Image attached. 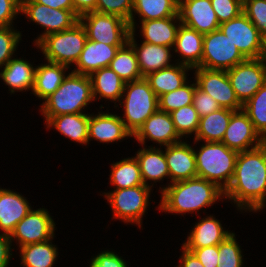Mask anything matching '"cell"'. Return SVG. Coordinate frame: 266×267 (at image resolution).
Returning a JSON list of instances; mask_svg holds the SVG:
<instances>
[{
    "mask_svg": "<svg viewBox=\"0 0 266 267\" xmlns=\"http://www.w3.org/2000/svg\"><path fill=\"white\" fill-rule=\"evenodd\" d=\"M225 202L241 213H258L266 208V143L239 152L233 178L224 191Z\"/></svg>",
    "mask_w": 266,
    "mask_h": 267,
    "instance_id": "cell-1",
    "label": "cell"
},
{
    "mask_svg": "<svg viewBox=\"0 0 266 267\" xmlns=\"http://www.w3.org/2000/svg\"><path fill=\"white\" fill-rule=\"evenodd\" d=\"M160 202L155 207L165 214H197L212 207L217 201H224V191L215 183L204 178H191L171 183L160 195ZM194 212V213H193ZM183 214V215H182Z\"/></svg>",
    "mask_w": 266,
    "mask_h": 267,
    "instance_id": "cell-2",
    "label": "cell"
},
{
    "mask_svg": "<svg viewBox=\"0 0 266 267\" xmlns=\"http://www.w3.org/2000/svg\"><path fill=\"white\" fill-rule=\"evenodd\" d=\"M89 75L68 72L60 87L39 105V112L46 123L51 117L65 114L86 113L93 104Z\"/></svg>",
    "mask_w": 266,
    "mask_h": 267,
    "instance_id": "cell-3",
    "label": "cell"
},
{
    "mask_svg": "<svg viewBox=\"0 0 266 267\" xmlns=\"http://www.w3.org/2000/svg\"><path fill=\"white\" fill-rule=\"evenodd\" d=\"M192 143L196 157L197 177L215 183L225 191L233 178L239 152L229 149L222 142L193 141ZM198 143L200 145L195 149Z\"/></svg>",
    "mask_w": 266,
    "mask_h": 267,
    "instance_id": "cell-4",
    "label": "cell"
},
{
    "mask_svg": "<svg viewBox=\"0 0 266 267\" xmlns=\"http://www.w3.org/2000/svg\"><path fill=\"white\" fill-rule=\"evenodd\" d=\"M119 104L123 108L120 116L126 129L134 135L143 123L158 110V97L148 81L142 79L125 83Z\"/></svg>",
    "mask_w": 266,
    "mask_h": 267,
    "instance_id": "cell-5",
    "label": "cell"
},
{
    "mask_svg": "<svg viewBox=\"0 0 266 267\" xmlns=\"http://www.w3.org/2000/svg\"><path fill=\"white\" fill-rule=\"evenodd\" d=\"M153 189L144 185L112 189V191L101 192L103 198L107 200L112 211V219H117L124 224L138 226L143 230V217L147 208L152 204L149 200Z\"/></svg>",
    "mask_w": 266,
    "mask_h": 267,
    "instance_id": "cell-6",
    "label": "cell"
},
{
    "mask_svg": "<svg viewBox=\"0 0 266 267\" xmlns=\"http://www.w3.org/2000/svg\"><path fill=\"white\" fill-rule=\"evenodd\" d=\"M87 36L80 22L72 28L44 37L35 47L40 49L44 60L74 66L84 49Z\"/></svg>",
    "mask_w": 266,
    "mask_h": 267,
    "instance_id": "cell-7",
    "label": "cell"
},
{
    "mask_svg": "<svg viewBox=\"0 0 266 267\" xmlns=\"http://www.w3.org/2000/svg\"><path fill=\"white\" fill-rule=\"evenodd\" d=\"M88 40L108 45H125L131 32L129 22L119 16L88 12L79 17Z\"/></svg>",
    "mask_w": 266,
    "mask_h": 267,
    "instance_id": "cell-8",
    "label": "cell"
},
{
    "mask_svg": "<svg viewBox=\"0 0 266 267\" xmlns=\"http://www.w3.org/2000/svg\"><path fill=\"white\" fill-rule=\"evenodd\" d=\"M20 15L44 30L33 40L34 47L47 35L68 30L79 22L74 10L54 9L36 2H21Z\"/></svg>",
    "mask_w": 266,
    "mask_h": 267,
    "instance_id": "cell-9",
    "label": "cell"
},
{
    "mask_svg": "<svg viewBox=\"0 0 266 267\" xmlns=\"http://www.w3.org/2000/svg\"><path fill=\"white\" fill-rule=\"evenodd\" d=\"M246 58L230 39L220 30L204 34L203 54L198 67L227 71Z\"/></svg>",
    "mask_w": 266,
    "mask_h": 267,
    "instance_id": "cell-10",
    "label": "cell"
},
{
    "mask_svg": "<svg viewBox=\"0 0 266 267\" xmlns=\"http://www.w3.org/2000/svg\"><path fill=\"white\" fill-rule=\"evenodd\" d=\"M46 208H32L30 212L16 225L10 234V240L14 247H22L28 244L47 241L55 236L57 229L53 216ZM16 241V242H15Z\"/></svg>",
    "mask_w": 266,
    "mask_h": 267,
    "instance_id": "cell-11",
    "label": "cell"
},
{
    "mask_svg": "<svg viewBox=\"0 0 266 267\" xmlns=\"http://www.w3.org/2000/svg\"><path fill=\"white\" fill-rule=\"evenodd\" d=\"M192 72L197 87L215 99L221 108L242 109L243 104L238 100L226 71L196 67Z\"/></svg>",
    "mask_w": 266,
    "mask_h": 267,
    "instance_id": "cell-12",
    "label": "cell"
},
{
    "mask_svg": "<svg viewBox=\"0 0 266 267\" xmlns=\"http://www.w3.org/2000/svg\"><path fill=\"white\" fill-rule=\"evenodd\" d=\"M226 72L231 86L242 104L247 102L266 83V65L260 58L246 59Z\"/></svg>",
    "mask_w": 266,
    "mask_h": 267,
    "instance_id": "cell-13",
    "label": "cell"
},
{
    "mask_svg": "<svg viewBox=\"0 0 266 267\" xmlns=\"http://www.w3.org/2000/svg\"><path fill=\"white\" fill-rule=\"evenodd\" d=\"M219 29L236 45L246 59L260 58L263 37L243 12L221 23Z\"/></svg>",
    "mask_w": 266,
    "mask_h": 267,
    "instance_id": "cell-14",
    "label": "cell"
},
{
    "mask_svg": "<svg viewBox=\"0 0 266 267\" xmlns=\"http://www.w3.org/2000/svg\"><path fill=\"white\" fill-rule=\"evenodd\" d=\"M105 106L101 105L97 114L89 112L88 146L90 141L98 143H117L132 138L133 135L126 129L120 115L115 112L102 111Z\"/></svg>",
    "mask_w": 266,
    "mask_h": 267,
    "instance_id": "cell-15",
    "label": "cell"
},
{
    "mask_svg": "<svg viewBox=\"0 0 266 267\" xmlns=\"http://www.w3.org/2000/svg\"><path fill=\"white\" fill-rule=\"evenodd\" d=\"M133 139L143 146L150 140L154 144L156 143V147L162 148L184 140L177 133L170 113L159 109L143 123L133 135Z\"/></svg>",
    "mask_w": 266,
    "mask_h": 267,
    "instance_id": "cell-16",
    "label": "cell"
},
{
    "mask_svg": "<svg viewBox=\"0 0 266 267\" xmlns=\"http://www.w3.org/2000/svg\"><path fill=\"white\" fill-rule=\"evenodd\" d=\"M229 149L243 152L262 145L265 140L255 130L243 109L234 111L221 141Z\"/></svg>",
    "mask_w": 266,
    "mask_h": 267,
    "instance_id": "cell-17",
    "label": "cell"
},
{
    "mask_svg": "<svg viewBox=\"0 0 266 267\" xmlns=\"http://www.w3.org/2000/svg\"><path fill=\"white\" fill-rule=\"evenodd\" d=\"M140 146L142 147L135 153V158L139 163L143 183L153 189L155 183L169 179L167 180L169 183L159 186L158 192L161 193L170 185V173L165 159V150L152 144L148 147L147 145Z\"/></svg>",
    "mask_w": 266,
    "mask_h": 267,
    "instance_id": "cell-18",
    "label": "cell"
},
{
    "mask_svg": "<svg viewBox=\"0 0 266 267\" xmlns=\"http://www.w3.org/2000/svg\"><path fill=\"white\" fill-rule=\"evenodd\" d=\"M178 14L181 24L203 35L220 26L211 0H179Z\"/></svg>",
    "mask_w": 266,
    "mask_h": 267,
    "instance_id": "cell-19",
    "label": "cell"
},
{
    "mask_svg": "<svg viewBox=\"0 0 266 267\" xmlns=\"http://www.w3.org/2000/svg\"><path fill=\"white\" fill-rule=\"evenodd\" d=\"M136 35V32H130L128 42L136 52L138 67L142 77H146L152 72L170 67L176 63L174 60L175 54L171 47L150 44L144 41H140L141 44H139L136 40Z\"/></svg>",
    "mask_w": 266,
    "mask_h": 267,
    "instance_id": "cell-20",
    "label": "cell"
},
{
    "mask_svg": "<svg viewBox=\"0 0 266 267\" xmlns=\"http://www.w3.org/2000/svg\"><path fill=\"white\" fill-rule=\"evenodd\" d=\"M187 139L165 149V159L170 173V184L197 177L196 157L193 144Z\"/></svg>",
    "mask_w": 266,
    "mask_h": 267,
    "instance_id": "cell-21",
    "label": "cell"
},
{
    "mask_svg": "<svg viewBox=\"0 0 266 267\" xmlns=\"http://www.w3.org/2000/svg\"><path fill=\"white\" fill-rule=\"evenodd\" d=\"M221 221L215 215L200 217L192 230L188 232L182 246L186 249L204 248L219 245L233 230L223 228Z\"/></svg>",
    "mask_w": 266,
    "mask_h": 267,
    "instance_id": "cell-22",
    "label": "cell"
},
{
    "mask_svg": "<svg viewBox=\"0 0 266 267\" xmlns=\"http://www.w3.org/2000/svg\"><path fill=\"white\" fill-rule=\"evenodd\" d=\"M22 193L0 187V234L9 235L30 212L32 206Z\"/></svg>",
    "mask_w": 266,
    "mask_h": 267,
    "instance_id": "cell-23",
    "label": "cell"
},
{
    "mask_svg": "<svg viewBox=\"0 0 266 267\" xmlns=\"http://www.w3.org/2000/svg\"><path fill=\"white\" fill-rule=\"evenodd\" d=\"M138 22L140 23L129 26L131 32H137L136 28H139L138 31L144 42L173 48L181 24L179 16Z\"/></svg>",
    "mask_w": 266,
    "mask_h": 267,
    "instance_id": "cell-24",
    "label": "cell"
},
{
    "mask_svg": "<svg viewBox=\"0 0 266 267\" xmlns=\"http://www.w3.org/2000/svg\"><path fill=\"white\" fill-rule=\"evenodd\" d=\"M124 45H108L88 40L71 71L77 74L90 75L94 71L109 67L119 48Z\"/></svg>",
    "mask_w": 266,
    "mask_h": 267,
    "instance_id": "cell-25",
    "label": "cell"
},
{
    "mask_svg": "<svg viewBox=\"0 0 266 267\" xmlns=\"http://www.w3.org/2000/svg\"><path fill=\"white\" fill-rule=\"evenodd\" d=\"M22 58L13 57L0 69V80L8 86V93L33 91L36 65Z\"/></svg>",
    "mask_w": 266,
    "mask_h": 267,
    "instance_id": "cell-26",
    "label": "cell"
},
{
    "mask_svg": "<svg viewBox=\"0 0 266 267\" xmlns=\"http://www.w3.org/2000/svg\"><path fill=\"white\" fill-rule=\"evenodd\" d=\"M204 35L198 33L195 29L180 24L176 41L172 48L173 53L178 56L176 63L183 64L193 68L201 64L203 54Z\"/></svg>",
    "mask_w": 266,
    "mask_h": 267,
    "instance_id": "cell-27",
    "label": "cell"
},
{
    "mask_svg": "<svg viewBox=\"0 0 266 267\" xmlns=\"http://www.w3.org/2000/svg\"><path fill=\"white\" fill-rule=\"evenodd\" d=\"M45 129H55L65 138L88 145L89 112L65 114L51 117L46 123Z\"/></svg>",
    "mask_w": 266,
    "mask_h": 267,
    "instance_id": "cell-28",
    "label": "cell"
},
{
    "mask_svg": "<svg viewBox=\"0 0 266 267\" xmlns=\"http://www.w3.org/2000/svg\"><path fill=\"white\" fill-rule=\"evenodd\" d=\"M95 101L113 102L114 109L124 91L125 82L110 68L104 67L89 75Z\"/></svg>",
    "mask_w": 266,
    "mask_h": 267,
    "instance_id": "cell-29",
    "label": "cell"
},
{
    "mask_svg": "<svg viewBox=\"0 0 266 267\" xmlns=\"http://www.w3.org/2000/svg\"><path fill=\"white\" fill-rule=\"evenodd\" d=\"M44 64L37 65L35 71V84L32 91L34 97L44 101L54 93L62 84L70 69L66 65L44 60ZM69 70V71H68Z\"/></svg>",
    "mask_w": 266,
    "mask_h": 267,
    "instance_id": "cell-30",
    "label": "cell"
},
{
    "mask_svg": "<svg viewBox=\"0 0 266 267\" xmlns=\"http://www.w3.org/2000/svg\"><path fill=\"white\" fill-rule=\"evenodd\" d=\"M189 71L191 73L193 69L189 66L175 63L170 67L148 74L145 79L157 97H159L184 85L189 80Z\"/></svg>",
    "mask_w": 266,
    "mask_h": 267,
    "instance_id": "cell-31",
    "label": "cell"
},
{
    "mask_svg": "<svg viewBox=\"0 0 266 267\" xmlns=\"http://www.w3.org/2000/svg\"><path fill=\"white\" fill-rule=\"evenodd\" d=\"M53 238L34 244L19 247L20 266L22 267H53L59 253L58 246L53 244Z\"/></svg>",
    "mask_w": 266,
    "mask_h": 267,
    "instance_id": "cell-32",
    "label": "cell"
},
{
    "mask_svg": "<svg viewBox=\"0 0 266 267\" xmlns=\"http://www.w3.org/2000/svg\"><path fill=\"white\" fill-rule=\"evenodd\" d=\"M179 0H133V10L129 25L139 21L154 20L179 16Z\"/></svg>",
    "mask_w": 266,
    "mask_h": 267,
    "instance_id": "cell-33",
    "label": "cell"
},
{
    "mask_svg": "<svg viewBox=\"0 0 266 267\" xmlns=\"http://www.w3.org/2000/svg\"><path fill=\"white\" fill-rule=\"evenodd\" d=\"M234 110L220 108L200 118L194 141L221 142Z\"/></svg>",
    "mask_w": 266,
    "mask_h": 267,
    "instance_id": "cell-34",
    "label": "cell"
},
{
    "mask_svg": "<svg viewBox=\"0 0 266 267\" xmlns=\"http://www.w3.org/2000/svg\"><path fill=\"white\" fill-rule=\"evenodd\" d=\"M109 183L114 189H124L144 185L139 163L135 156L122 158L110 164Z\"/></svg>",
    "mask_w": 266,
    "mask_h": 267,
    "instance_id": "cell-35",
    "label": "cell"
},
{
    "mask_svg": "<svg viewBox=\"0 0 266 267\" xmlns=\"http://www.w3.org/2000/svg\"><path fill=\"white\" fill-rule=\"evenodd\" d=\"M109 67L125 83L143 78L138 67L136 52L129 42L119 48Z\"/></svg>",
    "mask_w": 266,
    "mask_h": 267,
    "instance_id": "cell-36",
    "label": "cell"
},
{
    "mask_svg": "<svg viewBox=\"0 0 266 267\" xmlns=\"http://www.w3.org/2000/svg\"><path fill=\"white\" fill-rule=\"evenodd\" d=\"M242 109L255 130L266 140V83L243 104Z\"/></svg>",
    "mask_w": 266,
    "mask_h": 267,
    "instance_id": "cell-37",
    "label": "cell"
},
{
    "mask_svg": "<svg viewBox=\"0 0 266 267\" xmlns=\"http://www.w3.org/2000/svg\"><path fill=\"white\" fill-rule=\"evenodd\" d=\"M192 82V83H191ZM196 82L188 80L178 89L165 93L158 97V109L163 112L172 111L193 104Z\"/></svg>",
    "mask_w": 266,
    "mask_h": 267,
    "instance_id": "cell-38",
    "label": "cell"
},
{
    "mask_svg": "<svg viewBox=\"0 0 266 267\" xmlns=\"http://www.w3.org/2000/svg\"><path fill=\"white\" fill-rule=\"evenodd\" d=\"M172 121L175 125L177 133L185 140L191 138L192 134L195 136L200 117L195 110L193 104L186 105L179 109H176L170 113Z\"/></svg>",
    "mask_w": 266,
    "mask_h": 267,
    "instance_id": "cell-39",
    "label": "cell"
},
{
    "mask_svg": "<svg viewBox=\"0 0 266 267\" xmlns=\"http://www.w3.org/2000/svg\"><path fill=\"white\" fill-rule=\"evenodd\" d=\"M236 236L235 232H232L218 245L217 267H244L243 250Z\"/></svg>",
    "mask_w": 266,
    "mask_h": 267,
    "instance_id": "cell-40",
    "label": "cell"
},
{
    "mask_svg": "<svg viewBox=\"0 0 266 267\" xmlns=\"http://www.w3.org/2000/svg\"><path fill=\"white\" fill-rule=\"evenodd\" d=\"M17 26L0 27V69H2L7 62L16 57L15 52L22 41V31L16 29Z\"/></svg>",
    "mask_w": 266,
    "mask_h": 267,
    "instance_id": "cell-41",
    "label": "cell"
},
{
    "mask_svg": "<svg viewBox=\"0 0 266 267\" xmlns=\"http://www.w3.org/2000/svg\"><path fill=\"white\" fill-rule=\"evenodd\" d=\"M242 11L258 29L259 34L266 36V0H243Z\"/></svg>",
    "mask_w": 266,
    "mask_h": 267,
    "instance_id": "cell-42",
    "label": "cell"
},
{
    "mask_svg": "<svg viewBox=\"0 0 266 267\" xmlns=\"http://www.w3.org/2000/svg\"><path fill=\"white\" fill-rule=\"evenodd\" d=\"M133 0H97L96 12L111 14L130 22Z\"/></svg>",
    "mask_w": 266,
    "mask_h": 267,
    "instance_id": "cell-43",
    "label": "cell"
},
{
    "mask_svg": "<svg viewBox=\"0 0 266 267\" xmlns=\"http://www.w3.org/2000/svg\"><path fill=\"white\" fill-rule=\"evenodd\" d=\"M211 3L220 24L243 12V0H211Z\"/></svg>",
    "mask_w": 266,
    "mask_h": 267,
    "instance_id": "cell-44",
    "label": "cell"
},
{
    "mask_svg": "<svg viewBox=\"0 0 266 267\" xmlns=\"http://www.w3.org/2000/svg\"><path fill=\"white\" fill-rule=\"evenodd\" d=\"M119 254V255H118ZM115 252V250H102L97 255L95 254L90 258L89 267H128V261L123 259L120 253Z\"/></svg>",
    "mask_w": 266,
    "mask_h": 267,
    "instance_id": "cell-45",
    "label": "cell"
},
{
    "mask_svg": "<svg viewBox=\"0 0 266 267\" xmlns=\"http://www.w3.org/2000/svg\"><path fill=\"white\" fill-rule=\"evenodd\" d=\"M193 106L198 112L199 117L209 115L221 108L215 99H213L209 94L205 93L197 86L195 87V92L193 96Z\"/></svg>",
    "mask_w": 266,
    "mask_h": 267,
    "instance_id": "cell-46",
    "label": "cell"
},
{
    "mask_svg": "<svg viewBox=\"0 0 266 267\" xmlns=\"http://www.w3.org/2000/svg\"><path fill=\"white\" fill-rule=\"evenodd\" d=\"M21 0H0V27L13 26L15 19L21 17Z\"/></svg>",
    "mask_w": 266,
    "mask_h": 267,
    "instance_id": "cell-47",
    "label": "cell"
},
{
    "mask_svg": "<svg viewBox=\"0 0 266 267\" xmlns=\"http://www.w3.org/2000/svg\"><path fill=\"white\" fill-rule=\"evenodd\" d=\"M187 250L193 252L204 267H217L219 258L218 245Z\"/></svg>",
    "mask_w": 266,
    "mask_h": 267,
    "instance_id": "cell-48",
    "label": "cell"
},
{
    "mask_svg": "<svg viewBox=\"0 0 266 267\" xmlns=\"http://www.w3.org/2000/svg\"><path fill=\"white\" fill-rule=\"evenodd\" d=\"M12 242L10 236L6 234H0V267H8L10 261L14 256Z\"/></svg>",
    "mask_w": 266,
    "mask_h": 267,
    "instance_id": "cell-49",
    "label": "cell"
},
{
    "mask_svg": "<svg viewBox=\"0 0 266 267\" xmlns=\"http://www.w3.org/2000/svg\"><path fill=\"white\" fill-rule=\"evenodd\" d=\"M181 252L179 265L174 267H204L193 252L188 251L183 246H181Z\"/></svg>",
    "mask_w": 266,
    "mask_h": 267,
    "instance_id": "cell-50",
    "label": "cell"
},
{
    "mask_svg": "<svg viewBox=\"0 0 266 267\" xmlns=\"http://www.w3.org/2000/svg\"><path fill=\"white\" fill-rule=\"evenodd\" d=\"M72 2L73 10L79 17L96 10L97 0H72Z\"/></svg>",
    "mask_w": 266,
    "mask_h": 267,
    "instance_id": "cell-51",
    "label": "cell"
},
{
    "mask_svg": "<svg viewBox=\"0 0 266 267\" xmlns=\"http://www.w3.org/2000/svg\"><path fill=\"white\" fill-rule=\"evenodd\" d=\"M21 2H36L54 9L73 10L72 0H21Z\"/></svg>",
    "mask_w": 266,
    "mask_h": 267,
    "instance_id": "cell-52",
    "label": "cell"
},
{
    "mask_svg": "<svg viewBox=\"0 0 266 267\" xmlns=\"http://www.w3.org/2000/svg\"><path fill=\"white\" fill-rule=\"evenodd\" d=\"M260 60L266 65V36L263 37Z\"/></svg>",
    "mask_w": 266,
    "mask_h": 267,
    "instance_id": "cell-53",
    "label": "cell"
}]
</instances>
